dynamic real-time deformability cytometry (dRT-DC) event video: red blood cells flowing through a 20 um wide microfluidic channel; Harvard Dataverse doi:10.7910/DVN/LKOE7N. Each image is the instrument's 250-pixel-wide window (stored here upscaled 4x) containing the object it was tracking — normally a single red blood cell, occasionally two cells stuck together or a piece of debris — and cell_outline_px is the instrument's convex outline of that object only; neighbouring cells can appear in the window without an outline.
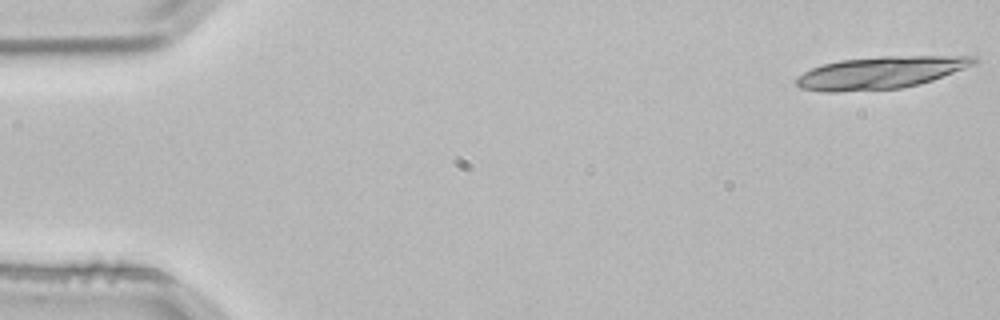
{"species": "common noctule bat (a hibernating species)", "species_latin": "Nyctalus noctula", "temperature_condition": "room temperature", "stored_images_in_passage": 3, "camera_frame_rate_fps": 3000, "um_per_image_px": 0.085, "animal": {"sex": "male", "body_mass_g": 21.5, "forearm_length_mm": 52.0}, "frame": {"image": 1, "passage_image": 1, "time_ms": 0.0, "image_size_px": [1000, 320], "cell_outline_px": [[980, 60], [976, 64], [932, 80], [920, 84], [900, 88], [836, 92], [820, 92], [800, 88], [796, 84], [796, 76], [812, 68], [824, 64], [840, 60], [880, 56], [976, 56]], "centroid_in_image_um": [74.85, 6.17], "position_along_channel_um": 10.2, "area_um2": 33.47}}